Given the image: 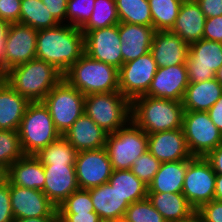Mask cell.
I'll use <instances>...</instances> for the list:
<instances>
[{
	"instance_id": "cell-36",
	"label": "cell",
	"mask_w": 222,
	"mask_h": 222,
	"mask_svg": "<svg viewBox=\"0 0 222 222\" xmlns=\"http://www.w3.org/2000/svg\"><path fill=\"white\" fill-rule=\"evenodd\" d=\"M23 153L17 130H0V164L8 169Z\"/></svg>"
},
{
	"instance_id": "cell-39",
	"label": "cell",
	"mask_w": 222,
	"mask_h": 222,
	"mask_svg": "<svg viewBox=\"0 0 222 222\" xmlns=\"http://www.w3.org/2000/svg\"><path fill=\"white\" fill-rule=\"evenodd\" d=\"M95 212L90 191L78 189L57 207V213H89Z\"/></svg>"
},
{
	"instance_id": "cell-56",
	"label": "cell",
	"mask_w": 222,
	"mask_h": 222,
	"mask_svg": "<svg viewBox=\"0 0 222 222\" xmlns=\"http://www.w3.org/2000/svg\"><path fill=\"white\" fill-rule=\"evenodd\" d=\"M103 222H123V220H117V221H103Z\"/></svg>"
},
{
	"instance_id": "cell-1",
	"label": "cell",
	"mask_w": 222,
	"mask_h": 222,
	"mask_svg": "<svg viewBox=\"0 0 222 222\" xmlns=\"http://www.w3.org/2000/svg\"><path fill=\"white\" fill-rule=\"evenodd\" d=\"M84 54V34L80 28L60 23L37 32L36 58L64 74Z\"/></svg>"
},
{
	"instance_id": "cell-24",
	"label": "cell",
	"mask_w": 222,
	"mask_h": 222,
	"mask_svg": "<svg viewBox=\"0 0 222 222\" xmlns=\"http://www.w3.org/2000/svg\"><path fill=\"white\" fill-rule=\"evenodd\" d=\"M101 221L123 220L129 203L109 183L88 189Z\"/></svg>"
},
{
	"instance_id": "cell-46",
	"label": "cell",
	"mask_w": 222,
	"mask_h": 222,
	"mask_svg": "<svg viewBox=\"0 0 222 222\" xmlns=\"http://www.w3.org/2000/svg\"><path fill=\"white\" fill-rule=\"evenodd\" d=\"M96 212L89 213H57V222H99Z\"/></svg>"
},
{
	"instance_id": "cell-28",
	"label": "cell",
	"mask_w": 222,
	"mask_h": 222,
	"mask_svg": "<svg viewBox=\"0 0 222 222\" xmlns=\"http://www.w3.org/2000/svg\"><path fill=\"white\" fill-rule=\"evenodd\" d=\"M222 95V85L213 78L199 83H189L182 105L184 111L207 112Z\"/></svg>"
},
{
	"instance_id": "cell-7",
	"label": "cell",
	"mask_w": 222,
	"mask_h": 222,
	"mask_svg": "<svg viewBox=\"0 0 222 222\" xmlns=\"http://www.w3.org/2000/svg\"><path fill=\"white\" fill-rule=\"evenodd\" d=\"M148 135L132 120L106 137L105 149L113 170H130L148 149Z\"/></svg>"
},
{
	"instance_id": "cell-23",
	"label": "cell",
	"mask_w": 222,
	"mask_h": 222,
	"mask_svg": "<svg viewBox=\"0 0 222 222\" xmlns=\"http://www.w3.org/2000/svg\"><path fill=\"white\" fill-rule=\"evenodd\" d=\"M206 19L195 0H184L170 31L184 42L191 44L203 38Z\"/></svg>"
},
{
	"instance_id": "cell-11",
	"label": "cell",
	"mask_w": 222,
	"mask_h": 222,
	"mask_svg": "<svg viewBox=\"0 0 222 222\" xmlns=\"http://www.w3.org/2000/svg\"><path fill=\"white\" fill-rule=\"evenodd\" d=\"M189 83H199L215 78L222 67V43L207 39L189 44L186 61Z\"/></svg>"
},
{
	"instance_id": "cell-26",
	"label": "cell",
	"mask_w": 222,
	"mask_h": 222,
	"mask_svg": "<svg viewBox=\"0 0 222 222\" xmlns=\"http://www.w3.org/2000/svg\"><path fill=\"white\" fill-rule=\"evenodd\" d=\"M147 198L166 222H185L195 216L196 210L182 193L148 192Z\"/></svg>"
},
{
	"instance_id": "cell-35",
	"label": "cell",
	"mask_w": 222,
	"mask_h": 222,
	"mask_svg": "<svg viewBox=\"0 0 222 222\" xmlns=\"http://www.w3.org/2000/svg\"><path fill=\"white\" fill-rule=\"evenodd\" d=\"M115 0H95L94 10L89 21L81 28L83 34L119 24Z\"/></svg>"
},
{
	"instance_id": "cell-19",
	"label": "cell",
	"mask_w": 222,
	"mask_h": 222,
	"mask_svg": "<svg viewBox=\"0 0 222 222\" xmlns=\"http://www.w3.org/2000/svg\"><path fill=\"white\" fill-rule=\"evenodd\" d=\"M45 184L43 192L56 206L79 189L75 165L44 164Z\"/></svg>"
},
{
	"instance_id": "cell-48",
	"label": "cell",
	"mask_w": 222,
	"mask_h": 222,
	"mask_svg": "<svg viewBox=\"0 0 222 222\" xmlns=\"http://www.w3.org/2000/svg\"><path fill=\"white\" fill-rule=\"evenodd\" d=\"M216 175H222V144L213 149L206 157Z\"/></svg>"
},
{
	"instance_id": "cell-50",
	"label": "cell",
	"mask_w": 222,
	"mask_h": 222,
	"mask_svg": "<svg viewBox=\"0 0 222 222\" xmlns=\"http://www.w3.org/2000/svg\"><path fill=\"white\" fill-rule=\"evenodd\" d=\"M207 112L212 122L222 132V95Z\"/></svg>"
},
{
	"instance_id": "cell-16",
	"label": "cell",
	"mask_w": 222,
	"mask_h": 222,
	"mask_svg": "<svg viewBox=\"0 0 222 222\" xmlns=\"http://www.w3.org/2000/svg\"><path fill=\"white\" fill-rule=\"evenodd\" d=\"M10 201L14 219L57 217V207L40 190L10 183Z\"/></svg>"
},
{
	"instance_id": "cell-14",
	"label": "cell",
	"mask_w": 222,
	"mask_h": 222,
	"mask_svg": "<svg viewBox=\"0 0 222 222\" xmlns=\"http://www.w3.org/2000/svg\"><path fill=\"white\" fill-rule=\"evenodd\" d=\"M121 51L118 24L84 34V53L94 60L119 69L122 66Z\"/></svg>"
},
{
	"instance_id": "cell-47",
	"label": "cell",
	"mask_w": 222,
	"mask_h": 222,
	"mask_svg": "<svg viewBox=\"0 0 222 222\" xmlns=\"http://www.w3.org/2000/svg\"><path fill=\"white\" fill-rule=\"evenodd\" d=\"M206 18L222 15V0H195Z\"/></svg>"
},
{
	"instance_id": "cell-42",
	"label": "cell",
	"mask_w": 222,
	"mask_h": 222,
	"mask_svg": "<svg viewBox=\"0 0 222 222\" xmlns=\"http://www.w3.org/2000/svg\"><path fill=\"white\" fill-rule=\"evenodd\" d=\"M10 201V182L6 179L0 183V222H13Z\"/></svg>"
},
{
	"instance_id": "cell-9",
	"label": "cell",
	"mask_w": 222,
	"mask_h": 222,
	"mask_svg": "<svg viewBox=\"0 0 222 222\" xmlns=\"http://www.w3.org/2000/svg\"><path fill=\"white\" fill-rule=\"evenodd\" d=\"M182 129L193 157H206L222 144V132L212 122L208 112L184 111Z\"/></svg>"
},
{
	"instance_id": "cell-38",
	"label": "cell",
	"mask_w": 222,
	"mask_h": 222,
	"mask_svg": "<svg viewBox=\"0 0 222 222\" xmlns=\"http://www.w3.org/2000/svg\"><path fill=\"white\" fill-rule=\"evenodd\" d=\"M95 0H68L66 24L82 28L90 19Z\"/></svg>"
},
{
	"instance_id": "cell-10",
	"label": "cell",
	"mask_w": 222,
	"mask_h": 222,
	"mask_svg": "<svg viewBox=\"0 0 222 222\" xmlns=\"http://www.w3.org/2000/svg\"><path fill=\"white\" fill-rule=\"evenodd\" d=\"M216 173L205 157L188 159L182 194L189 204L197 210L200 206L214 200Z\"/></svg>"
},
{
	"instance_id": "cell-17",
	"label": "cell",
	"mask_w": 222,
	"mask_h": 222,
	"mask_svg": "<svg viewBox=\"0 0 222 222\" xmlns=\"http://www.w3.org/2000/svg\"><path fill=\"white\" fill-rule=\"evenodd\" d=\"M188 84L186 64L157 68L145 95L182 102Z\"/></svg>"
},
{
	"instance_id": "cell-51",
	"label": "cell",
	"mask_w": 222,
	"mask_h": 222,
	"mask_svg": "<svg viewBox=\"0 0 222 222\" xmlns=\"http://www.w3.org/2000/svg\"><path fill=\"white\" fill-rule=\"evenodd\" d=\"M13 222H57V217H33L14 219Z\"/></svg>"
},
{
	"instance_id": "cell-15",
	"label": "cell",
	"mask_w": 222,
	"mask_h": 222,
	"mask_svg": "<svg viewBox=\"0 0 222 222\" xmlns=\"http://www.w3.org/2000/svg\"><path fill=\"white\" fill-rule=\"evenodd\" d=\"M37 32L30 26L10 23L6 35L4 73L36 58Z\"/></svg>"
},
{
	"instance_id": "cell-13",
	"label": "cell",
	"mask_w": 222,
	"mask_h": 222,
	"mask_svg": "<svg viewBox=\"0 0 222 222\" xmlns=\"http://www.w3.org/2000/svg\"><path fill=\"white\" fill-rule=\"evenodd\" d=\"M76 179L79 189H90L108 183L113 172L105 147L96 150H84L77 153Z\"/></svg>"
},
{
	"instance_id": "cell-40",
	"label": "cell",
	"mask_w": 222,
	"mask_h": 222,
	"mask_svg": "<svg viewBox=\"0 0 222 222\" xmlns=\"http://www.w3.org/2000/svg\"><path fill=\"white\" fill-rule=\"evenodd\" d=\"M160 165L161 162L147 150L134 161L130 170L148 186L159 170Z\"/></svg>"
},
{
	"instance_id": "cell-6",
	"label": "cell",
	"mask_w": 222,
	"mask_h": 222,
	"mask_svg": "<svg viewBox=\"0 0 222 222\" xmlns=\"http://www.w3.org/2000/svg\"><path fill=\"white\" fill-rule=\"evenodd\" d=\"M84 112L108 134L131 120V101L120 91L85 96Z\"/></svg>"
},
{
	"instance_id": "cell-4",
	"label": "cell",
	"mask_w": 222,
	"mask_h": 222,
	"mask_svg": "<svg viewBox=\"0 0 222 222\" xmlns=\"http://www.w3.org/2000/svg\"><path fill=\"white\" fill-rule=\"evenodd\" d=\"M63 78L85 96L119 91V69L85 53L63 74Z\"/></svg>"
},
{
	"instance_id": "cell-33",
	"label": "cell",
	"mask_w": 222,
	"mask_h": 222,
	"mask_svg": "<svg viewBox=\"0 0 222 222\" xmlns=\"http://www.w3.org/2000/svg\"><path fill=\"white\" fill-rule=\"evenodd\" d=\"M77 151L63 135L48 144L35 156L44 164L75 165Z\"/></svg>"
},
{
	"instance_id": "cell-22",
	"label": "cell",
	"mask_w": 222,
	"mask_h": 222,
	"mask_svg": "<svg viewBox=\"0 0 222 222\" xmlns=\"http://www.w3.org/2000/svg\"><path fill=\"white\" fill-rule=\"evenodd\" d=\"M108 133L99 127L85 112L63 134L77 152L105 147Z\"/></svg>"
},
{
	"instance_id": "cell-2",
	"label": "cell",
	"mask_w": 222,
	"mask_h": 222,
	"mask_svg": "<svg viewBox=\"0 0 222 222\" xmlns=\"http://www.w3.org/2000/svg\"><path fill=\"white\" fill-rule=\"evenodd\" d=\"M3 79L29 102H42L63 74L48 62L34 58L6 71Z\"/></svg>"
},
{
	"instance_id": "cell-34",
	"label": "cell",
	"mask_w": 222,
	"mask_h": 222,
	"mask_svg": "<svg viewBox=\"0 0 222 222\" xmlns=\"http://www.w3.org/2000/svg\"><path fill=\"white\" fill-rule=\"evenodd\" d=\"M155 31H169L175 24L184 0H148Z\"/></svg>"
},
{
	"instance_id": "cell-27",
	"label": "cell",
	"mask_w": 222,
	"mask_h": 222,
	"mask_svg": "<svg viewBox=\"0 0 222 222\" xmlns=\"http://www.w3.org/2000/svg\"><path fill=\"white\" fill-rule=\"evenodd\" d=\"M30 102L4 79L0 82V130H17Z\"/></svg>"
},
{
	"instance_id": "cell-52",
	"label": "cell",
	"mask_w": 222,
	"mask_h": 222,
	"mask_svg": "<svg viewBox=\"0 0 222 222\" xmlns=\"http://www.w3.org/2000/svg\"><path fill=\"white\" fill-rule=\"evenodd\" d=\"M214 200L222 202V175H216Z\"/></svg>"
},
{
	"instance_id": "cell-37",
	"label": "cell",
	"mask_w": 222,
	"mask_h": 222,
	"mask_svg": "<svg viewBox=\"0 0 222 222\" xmlns=\"http://www.w3.org/2000/svg\"><path fill=\"white\" fill-rule=\"evenodd\" d=\"M123 222H166L148 198L136 201L126 209Z\"/></svg>"
},
{
	"instance_id": "cell-55",
	"label": "cell",
	"mask_w": 222,
	"mask_h": 222,
	"mask_svg": "<svg viewBox=\"0 0 222 222\" xmlns=\"http://www.w3.org/2000/svg\"><path fill=\"white\" fill-rule=\"evenodd\" d=\"M185 222H200V221H199V219L197 218V216L195 215L193 218H191L190 220L185 221Z\"/></svg>"
},
{
	"instance_id": "cell-3",
	"label": "cell",
	"mask_w": 222,
	"mask_h": 222,
	"mask_svg": "<svg viewBox=\"0 0 222 222\" xmlns=\"http://www.w3.org/2000/svg\"><path fill=\"white\" fill-rule=\"evenodd\" d=\"M182 102L141 95L131 101V120L147 134L182 128Z\"/></svg>"
},
{
	"instance_id": "cell-43",
	"label": "cell",
	"mask_w": 222,
	"mask_h": 222,
	"mask_svg": "<svg viewBox=\"0 0 222 222\" xmlns=\"http://www.w3.org/2000/svg\"><path fill=\"white\" fill-rule=\"evenodd\" d=\"M22 0H0V19L8 23H20Z\"/></svg>"
},
{
	"instance_id": "cell-8",
	"label": "cell",
	"mask_w": 222,
	"mask_h": 222,
	"mask_svg": "<svg viewBox=\"0 0 222 222\" xmlns=\"http://www.w3.org/2000/svg\"><path fill=\"white\" fill-rule=\"evenodd\" d=\"M42 102L48 108L56 129L63 135L84 113L85 95L63 78Z\"/></svg>"
},
{
	"instance_id": "cell-41",
	"label": "cell",
	"mask_w": 222,
	"mask_h": 222,
	"mask_svg": "<svg viewBox=\"0 0 222 222\" xmlns=\"http://www.w3.org/2000/svg\"><path fill=\"white\" fill-rule=\"evenodd\" d=\"M195 215L200 222H222V202L212 200L205 203L196 210Z\"/></svg>"
},
{
	"instance_id": "cell-20",
	"label": "cell",
	"mask_w": 222,
	"mask_h": 222,
	"mask_svg": "<svg viewBox=\"0 0 222 222\" xmlns=\"http://www.w3.org/2000/svg\"><path fill=\"white\" fill-rule=\"evenodd\" d=\"M189 44L169 31H155L150 52L158 68L185 64Z\"/></svg>"
},
{
	"instance_id": "cell-54",
	"label": "cell",
	"mask_w": 222,
	"mask_h": 222,
	"mask_svg": "<svg viewBox=\"0 0 222 222\" xmlns=\"http://www.w3.org/2000/svg\"><path fill=\"white\" fill-rule=\"evenodd\" d=\"M215 78L222 85V67L216 72Z\"/></svg>"
},
{
	"instance_id": "cell-53",
	"label": "cell",
	"mask_w": 222,
	"mask_h": 222,
	"mask_svg": "<svg viewBox=\"0 0 222 222\" xmlns=\"http://www.w3.org/2000/svg\"><path fill=\"white\" fill-rule=\"evenodd\" d=\"M7 179V169L0 164V183Z\"/></svg>"
},
{
	"instance_id": "cell-57",
	"label": "cell",
	"mask_w": 222,
	"mask_h": 222,
	"mask_svg": "<svg viewBox=\"0 0 222 222\" xmlns=\"http://www.w3.org/2000/svg\"><path fill=\"white\" fill-rule=\"evenodd\" d=\"M2 79H3V74L0 73V82H1Z\"/></svg>"
},
{
	"instance_id": "cell-12",
	"label": "cell",
	"mask_w": 222,
	"mask_h": 222,
	"mask_svg": "<svg viewBox=\"0 0 222 222\" xmlns=\"http://www.w3.org/2000/svg\"><path fill=\"white\" fill-rule=\"evenodd\" d=\"M157 68L151 52L124 63L119 68L120 93L130 101L145 95L150 88Z\"/></svg>"
},
{
	"instance_id": "cell-5",
	"label": "cell",
	"mask_w": 222,
	"mask_h": 222,
	"mask_svg": "<svg viewBox=\"0 0 222 222\" xmlns=\"http://www.w3.org/2000/svg\"><path fill=\"white\" fill-rule=\"evenodd\" d=\"M18 133L25 155H36L61 136L43 102L28 104Z\"/></svg>"
},
{
	"instance_id": "cell-44",
	"label": "cell",
	"mask_w": 222,
	"mask_h": 222,
	"mask_svg": "<svg viewBox=\"0 0 222 222\" xmlns=\"http://www.w3.org/2000/svg\"><path fill=\"white\" fill-rule=\"evenodd\" d=\"M203 38L222 43V15L206 19Z\"/></svg>"
},
{
	"instance_id": "cell-31",
	"label": "cell",
	"mask_w": 222,
	"mask_h": 222,
	"mask_svg": "<svg viewBox=\"0 0 222 222\" xmlns=\"http://www.w3.org/2000/svg\"><path fill=\"white\" fill-rule=\"evenodd\" d=\"M20 24L40 30L56 27L60 23L50 14L42 0H22Z\"/></svg>"
},
{
	"instance_id": "cell-21",
	"label": "cell",
	"mask_w": 222,
	"mask_h": 222,
	"mask_svg": "<svg viewBox=\"0 0 222 222\" xmlns=\"http://www.w3.org/2000/svg\"><path fill=\"white\" fill-rule=\"evenodd\" d=\"M122 65L150 52L155 29L149 26L119 23Z\"/></svg>"
},
{
	"instance_id": "cell-32",
	"label": "cell",
	"mask_w": 222,
	"mask_h": 222,
	"mask_svg": "<svg viewBox=\"0 0 222 222\" xmlns=\"http://www.w3.org/2000/svg\"><path fill=\"white\" fill-rule=\"evenodd\" d=\"M120 23L152 27V15L148 0H115Z\"/></svg>"
},
{
	"instance_id": "cell-49",
	"label": "cell",
	"mask_w": 222,
	"mask_h": 222,
	"mask_svg": "<svg viewBox=\"0 0 222 222\" xmlns=\"http://www.w3.org/2000/svg\"><path fill=\"white\" fill-rule=\"evenodd\" d=\"M10 23L0 19V73L4 74L6 35Z\"/></svg>"
},
{
	"instance_id": "cell-45",
	"label": "cell",
	"mask_w": 222,
	"mask_h": 222,
	"mask_svg": "<svg viewBox=\"0 0 222 222\" xmlns=\"http://www.w3.org/2000/svg\"><path fill=\"white\" fill-rule=\"evenodd\" d=\"M68 0H42L50 14L59 22L66 23Z\"/></svg>"
},
{
	"instance_id": "cell-25",
	"label": "cell",
	"mask_w": 222,
	"mask_h": 222,
	"mask_svg": "<svg viewBox=\"0 0 222 222\" xmlns=\"http://www.w3.org/2000/svg\"><path fill=\"white\" fill-rule=\"evenodd\" d=\"M7 180L12 185L43 192L45 173L35 155H24L7 169Z\"/></svg>"
},
{
	"instance_id": "cell-29",
	"label": "cell",
	"mask_w": 222,
	"mask_h": 222,
	"mask_svg": "<svg viewBox=\"0 0 222 222\" xmlns=\"http://www.w3.org/2000/svg\"><path fill=\"white\" fill-rule=\"evenodd\" d=\"M188 159L162 162L148 185V192L182 193Z\"/></svg>"
},
{
	"instance_id": "cell-30",
	"label": "cell",
	"mask_w": 222,
	"mask_h": 222,
	"mask_svg": "<svg viewBox=\"0 0 222 222\" xmlns=\"http://www.w3.org/2000/svg\"><path fill=\"white\" fill-rule=\"evenodd\" d=\"M108 183L129 204L147 198L148 186L137 178L131 170H113Z\"/></svg>"
},
{
	"instance_id": "cell-18",
	"label": "cell",
	"mask_w": 222,
	"mask_h": 222,
	"mask_svg": "<svg viewBox=\"0 0 222 222\" xmlns=\"http://www.w3.org/2000/svg\"><path fill=\"white\" fill-rule=\"evenodd\" d=\"M148 135V151L161 163L191 159L183 129L160 131Z\"/></svg>"
}]
</instances>
